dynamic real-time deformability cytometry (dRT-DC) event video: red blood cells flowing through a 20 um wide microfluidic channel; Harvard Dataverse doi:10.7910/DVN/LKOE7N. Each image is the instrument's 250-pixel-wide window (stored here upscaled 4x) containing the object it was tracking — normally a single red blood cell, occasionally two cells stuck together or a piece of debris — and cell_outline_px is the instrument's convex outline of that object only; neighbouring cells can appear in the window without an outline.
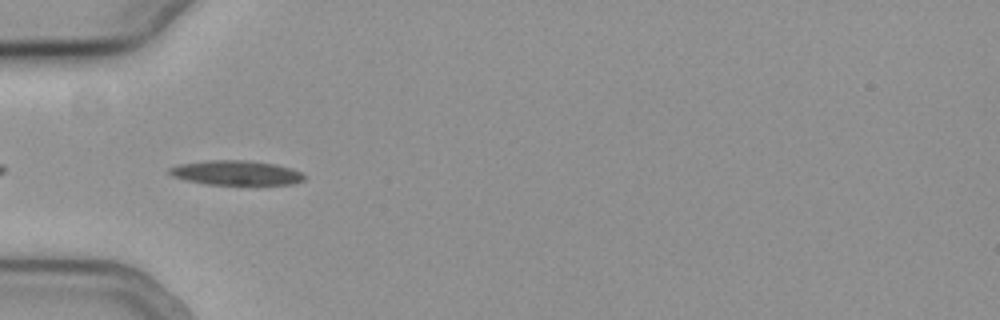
{"species": "common noctule bat (a hibernating species)", "species_latin": "Nyctalus noctula", "temperature_condition": "cold", "stored_images_in_passage": 35, "camera_frame_rate_fps": 3000, "um_per_image_px": 0.085, "animal": {"sex": "female", "body_mass_g": 19.3, "forearm_length_mm": 54.1}, "frame": {"image": 1, "passage_image": 3, "time_ms": 0.667, "image_size_px": [1000, 320], "cell_outline_px": [[308, 176], [304, 180], [292, 184], [208, 184], [184, 180], [172, 176], [168, 172], [168, 168], [176, 164], [204, 160], [252, 160], [276, 164], [292, 168]], "centroid_in_image_um": [20.05, 14.67], "position_along_channel_um": 64.9, "area_um2": 19.59}}
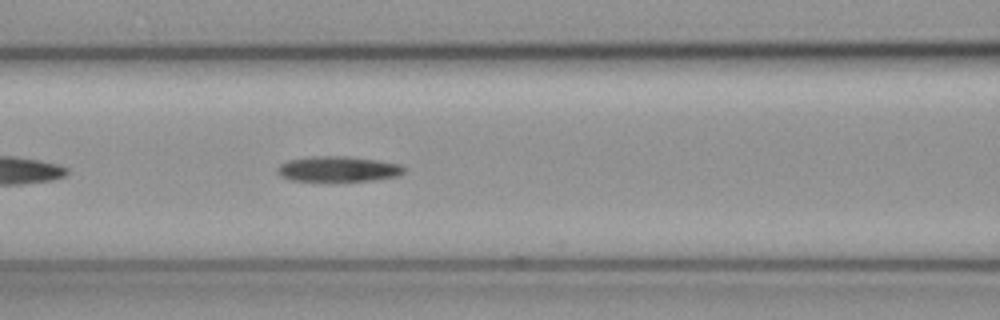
{"frame": {"image": 2, "passage_image": 9, "time_ms": 2.667, "image_size_px": [1000, 320], "cell_outline_px": [[404, 172], [396, 176], [372, 180], [292, 180], [280, 176], [276, 172], [276, 168], [280, 164], [288, 160], [308, 156], [348, 156], [376, 160], [400, 164], [404, 168]], "centroid_in_image_um": [28.69, 14.34], "position_along_channel_um": 137.9, "area_um2": 18.5}}
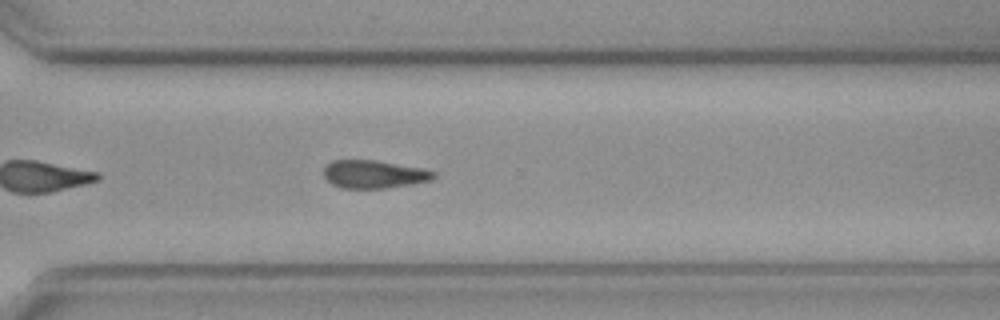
{"frame": {"image": 3, "passage_image": 25, "time_ms": 8.0, "image_size_px": [1000, 320], "cell_outline_px": [[436, 176], [432, 180], [412, 184], [384, 188], [340, 188], [332, 184], [324, 176], [324, 168], [332, 160], [376, 160], [424, 168], [436, 172]], "centroid_in_image_um": [31.82, 14.8], "position_along_channel_um": 338.8, "area_um2": 18.03}}